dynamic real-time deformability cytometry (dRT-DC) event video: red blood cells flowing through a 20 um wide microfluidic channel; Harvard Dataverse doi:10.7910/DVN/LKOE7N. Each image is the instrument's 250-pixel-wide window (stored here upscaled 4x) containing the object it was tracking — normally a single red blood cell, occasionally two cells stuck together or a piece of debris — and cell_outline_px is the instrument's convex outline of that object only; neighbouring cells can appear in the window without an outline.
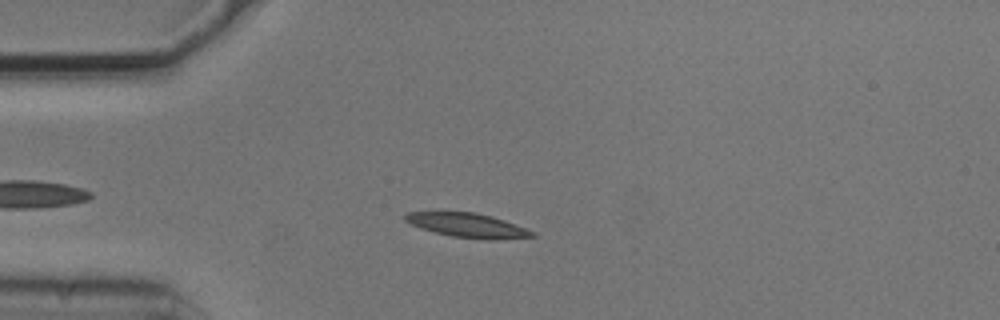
{"species": "common noctule bat (a hibernating species)", "species_latin": "Nyctalus noctula", "temperature_condition": "cold", "stored_images_in_passage": 50, "camera_frame_rate_fps": 3000, "um_per_image_px": 0.085, "animal": {"sex": "male", "body_mass_g": 20.5, "forearm_length_mm": 52.5}, "frame": {"image": 1, "passage_image": 9, "time_ms": 2.667, "image_size_px": [1000, 320], "cell_outline_px": [[536, 236], [496, 240], [488, 240], [452, 236], [420, 228], [404, 220], [404, 216], [408, 212], [476, 212], [492, 216], [516, 224], [536, 232]], "centroid_in_image_um": [39.8, 19.15], "position_along_channel_um": 45.2, "area_um2": 17.92}}
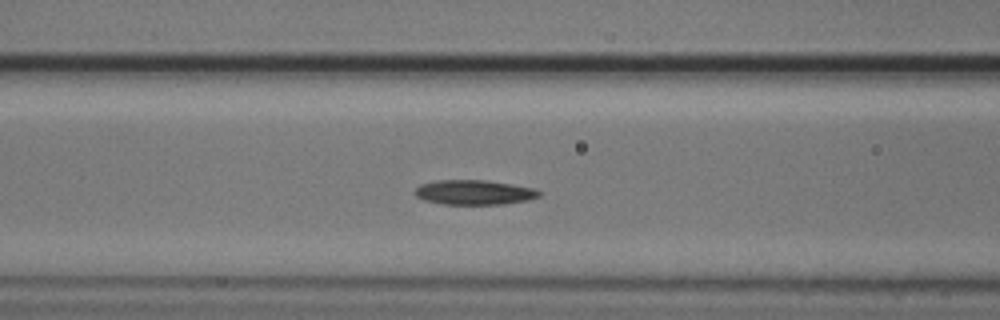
{"frame": {"image": 2, "passage_image": 17, "time_ms": 5.333, "image_size_px": [1000, 320], "cell_outline_px": [[544, 192], [540, 196], [528, 200], [504, 204], [444, 204], [424, 200], [416, 196], [416, 188], [420, 184], [436, 180], [488, 180], [536, 188]], "centroid_in_image_um": [40.37, 16.34], "position_along_channel_um": 126.2, "area_um2": 18.03}}
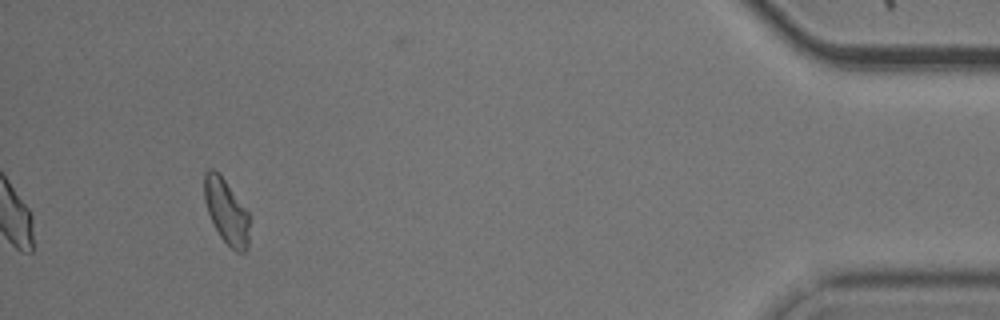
{"frame": {"image": 3, "passage_image": 46, "time_ms": 15.0, "image_size_px": [1000, 320], "cell_outline_px": [[248, 248], [244, 252], [236, 252], [220, 236], [208, 212], [204, 200], [204, 172], [208, 168], [212, 168], [224, 180], [248, 212]], "centroid_in_image_um": [19.22, 17.97], "position_along_channel_um": 416.0, "area_um2": 16.53}, "authors_computed_cell_mechanics": {"area_um2": 17.6001, "velocity_mm_per_s": 3.6939, "shape_relaxation_time_tau1_ms": 3.5578, "shape_relaxation_time_tau2_ms": null, "deformation_change_tau1": 0.1152, "deformation_change_tau2": null}}